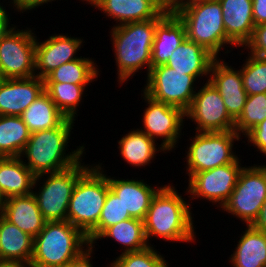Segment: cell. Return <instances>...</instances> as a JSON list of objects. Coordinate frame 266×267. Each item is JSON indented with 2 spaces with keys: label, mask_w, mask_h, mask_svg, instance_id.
Returning <instances> with one entry per match:
<instances>
[{
  "label": "cell",
  "mask_w": 266,
  "mask_h": 267,
  "mask_svg": "<svg viewBox=\"0 0 266 267\" xmlns=\"http://www.w3.org/2000/svg\"><path fill=\"white\" fill-rule=\"evenodd\" d=\"M215 58L205 47L186 38L174 50L165 65L175 71L194 76L198 80L204 76L209 77L210 67Z\"/></svg>",
  "instance_id": "cell-23"
},
{
  "label": "cell",
  "mask_w": 266,
  "mask_h": 267,
  "mask_svg": "<svg viewBox=\"0 0 266 267\" xmlns=\"http://www.w3.org/2000/svg\"><path fill=\"white\" fill-rule=\"evenodd\" d=\"M35 178L21 157H0V192L4 199L31 194Z\"/></svg>",
  "instance_id": "cell-24"
},
{
  "label": "cell",
  "mask_w": 266,
  "mask_h": 267,
  "mask_svg": "<svg viewBox=\"0 0 266 267\" xmlns=\"http://www.w3.org/2000/svg\"><path fill=\"white\" fill-rule=\"evenodd\" d=\"M241 160L238 158L233 163L195 173L187 181L189 183L185 193L190 195L188 197L192 196V200L205 198L213 205L216 204L217 208H222L232 194L243 169Z\"/></svg>",
  "instance_id": "cell-13"
},
{
  "label": "cell",
  "mask_w": 266,
  "mask_h": 267,
  "mask_svg": "<svg viewBox=\"0 0 266 267\" xmlns=\"http://www.w3.org/2000/svg\"><path fill=\"white\" fill-rule=\"evenodd\" d=\"M194 95L185 118L195 123L196 132H226L235 128V121L228 114L220 93L209 82Z\"/></svg>",
  "instance_id": "cell-14"
},
{
  "label": "cell",
  "mask_w": 266,
  "mask_h": 267,
  "mask_svg": "<svg viewBox=\"0 0 266 267\" xmlns=\"http://www.w3.org/2000/svg\"><path fill=\"white\" fill-rule=\"evenodd\" d=\"M244 63L240 70L247 95L266 93V57L248 53Z\"/></svg>",
  "instance_id": "cell-35"
},
{
  "label": "cell",
  "mask_w": 266,
  "mask_h": 267,
  "mask_svg": "<svg viewBox=\"0 0 266 267\" xmlns=\"http://www.w3.org/2000/svg\"><path fill=\"white\" fill-rule=\"evenodd\" d=\"M44 92V79H5L0 83V115L20 116Z\"/></svg>",
  "instance_id": "cell-18"
},
{
  "label": "cell",
  "mask_w": 266,
  "mask_h": 267,
  "mask_svg": "<svg viewBox=\"0 0 266 267\" xmlns=\"http://www.w3.org/2000/svg\"><path fill=\"white\" fill-rule=\"evenodd\" d=\"M92 58H80L64 63L54 69L45 78L44 82H61L73 84H89L94 82L99 75L98 65ZM97 66V67H96Z\"/></svg>",
  "instance_id": "cell-31"
},
{
  "label": "cell",
  "mask_w": 266,
  "mask_h": 267,
  "mask_svg": "<svg viewBox=\"0 0 266 267\" xmlns=\"http://www.w3.org/2000/svg\"><path fill=\"white\" fill-rule=\"evenodd\" d=\"M6 78L4 77L2 70H1V66H0V83H2Z\"/></svg>",
  "instance_id": "cell-47"
},
{
  "label": "cell",
  "mask_w": 266,
  "mask_h": 267,
  "mask_svg": "<svg viewBox=\"0 0 266 267\" xmlns=\"http://www.w3.org/2000/svg\"><path fill=\"white\" fill-rule=\"evenodd\" d=\"M83 41L80 37H71L62 33L51 35L43 42H39L36 36L35 76L44 79L64 63L80 58L76 54L83 46Z\"/></svg>",
  "instance_id": "cell-15"
},
{
  "label": "cell",
  "mask_w": 266,
  "mask_h": 267,
  "mask_svg": "<svg viewBox=\"0 0 266 267\" xmlns=\"http://www.w3.org/2000/svg\"><path fill=\"white\" fill-rule=\"evenodd\" d=\"M0 267H32L30 262L0 259Z\"/></svg>",
  "instance_id": "cell-44"
},
{
  "label": "cell",
  "mask_w": 266,
  "mask_h": 267,
  "mask_svg": "<svg viewBox=\"0 0 266 267\" xmlns=\"http://www.w3.org/2000/svg\"><path fill=\"white\" fill-rule=\"evenodd\" d=\"M266 200V164L243 167L237 184L222 211L252 225Z\"/></svg>",
  "instance_id": "cell-9"
},
{
  "label": "cell",
  "mask_w": 266,
  "mask_h": 267,
  "mask_svg": "<svg viewBox=\"0 0 266 267\" xmlns=\"http://www.w3.org/2000/svg\"><path fill=\"white\" fill-rule=\"evenodd\" d=\"M153 245L136 252L120 254L109 267H169L165 257Z\"/></svg>",
  "instance_id": "cell-36"
},
{
  "label": "cell",
  "mask_w": 266,
  "mask_h": 267,
  "mask_svg": "<svg viewBox=\"0 0 266 267\" xmlns=\"http://www.w3.org/2000/svg\"><path fill=\"white\" fill-rule=\"evenodd\" d=\"M34 238L0 214V259L31 262Z\"/></svg>",
  "instance_id": "cell-27"
},
{
  "label": "cell",
  "mask_w": 266,
  "mask_h": 267,
  "mask_svg": "<svg viewBox=\"0 0 266 267\" xmlns=\"http://www.w3.org/2000/svg\"><path fill=\"white\" fill-rule=\"evenodd\" d=\"M229 257L233 267H266V233L246 226Z\"/></svg>",
  "instance_id": "cell-26"
},
{
  "label": "cell",
  "mask_w": 266,
  "mask_h": 267,
  "mask_svg": "<svg viewBox=\"0 0 266 267\" xmlns=\"http://www.w3.org/2000/svg\"><path fill=\"white\" fill-rule=\"evenodd\" d=\"M101 164H91L78 178L68 205L67 221L86 236L97 226L110 189Z\"/></svg>",
  "instance_id": "cell-6"
},
{
  "label": "cell",
  "mask_w": 266,
  "mask_h": 267,
  "mask_svg": "<svg viewBox=\"0 0 266 267\" xmlns=\"http://www.w3.org/2000/svg\"><path fill=\"white\" fill-rule=\"evenodd\" d=\"M244 48L250 50L248 53L253 56L266 57V23L254 27L252 36Z\"/></svg>",
  "instance_id": "cell-37"
},
{
  "label": "cell",
  "mask_w": 266,
  "mask_h": 267,
  "mask_svg": "<svg viewBox=\"0 0 266 267\" xmlns=\"http://www.w3.org/2000/svg\"><path fill=\"white\" fill-rule=\"evenodd\" d=\"M266 119V93L247 95L243 111L235 121L234 131L242 137Z\"/></svg>",
  "instance_id": "cell-34"
},
{
  "label": "cell",
  "mask_w": 266,
  "mask_h": 267,
  "mask_svg": "<svg viewBox=\"0 0 266 267\" xmlns=\"http://www.w3.org/2000/svg\"><path fill=\"white\" fill-rule=\"evenodd\" d=\"M185 26L186 38L205 47L216 58L222 48L235 45L223 25L219 0H193L177 8H169Z\"/></svg>",
  "instance_id": "cell-4"
},
{
  "label": "cell",
  "mask_w": 266,
  "mask_h": 267,
  "mask_svg": "<svg viewBox=\"0 0 266 267\" xmlns=\"http://www.w3.org/2000/svg\"><path fill=\"white\" fill-rule=\"evenodd\" d=\"M30 134L20 116L0 115V157H20Z\"/></svg>",
  "instance_id": "cell-29"
},
{
  "label": "cell",
  "mask_w": 266,
  "mask_h": 267,
  "mask_svg": "<svg viewBox=\"0 0 266 267\" xmlns=\"http://www.w3.org/2000/svg\"><path fill=\"white\" fill-rule=\"evenodd\" d=\"M146 86L142 90L154 100L181 108L190 107L196 93L194 76L175 71L163 64L152 67L147 75ZM195 88V89H194Z\"/></svg>",
  "instance_id": "cell-10"
},
{
  "label": "cell",
  "mask_w": 266,
  "mask_h": 267,
  "mask_svg": "<svg viewBox=\"0 0 266 267\" xmlns=\"http://www.w3.org/2000/svg\"><path fill=\"white\" fill-rule=\"evenodd\" d=\"M184 199L172 184L164 185L156 193L143 220L149 246V240L154 237L179 243H192L196 240L192 207Z\"/></svg>",
  "instance_id": "cell-1"
},
{
  "label": "cell",
  "mask_w": 266,
  "mask_h": 267,
  "mask_svg": "<svg viewBox=\"0 0 266 267\" xmlns=\"http://www.w3.org/2000/svg\"><path fill=\"white\" fill-rule=\"evenodd\" d=\"M14 25L0 39V66L6 79L35 76L36 34Z\"/></svg>",
  "instance_id": "cell-11"
},
{
  "label": "cell",
  "mask_w": 266,
  "mask_h": 267,
  "mask_svg": "<svg viewBox=\"0 0 266 267\" xmlns=\"http://www.w3.org/2000/svg\"><path fill=\"white\" fill-rule=\"evenodd\" d=\"M110 190L121 199L132 218L144 220L156 193L164 186L152 187L144 180L122 179L107 176Z\"/></svg>",
  "instance_id": "cell-19"
},
{
  "label": "cell",
  "mask_w": 266,
  "mask_h": 267,
  "mask_svg": "<svg viewBox=\"0 0 266 267\" xmlns=\"http://www.w3.org/2000/svg\"><path fill=\"white\" fill-rule=\"evenodd\" d=\"M251 226L259 231L266 233V200L262 204L256 221Z\"/></svg>",
  "instance_id": "cell-43"
},
{
  "label": "cell",
  "mask_w": 266,
  "mask_h": 267,
  "mask_svg": "<svg viewBox=\"0 0 266 267\" xmlns=\"http://www.w3.org/2000/svg\"><path fill=\"white\" fill-rule=\"evenodd\" d=\"M5 8L6 7H3V5L0 6V39L10 30L12 26H14L13 24H11V26L9 25L11 21L9 20L10 17Z\"/></svg>",
  "instance_id": "cell-42"
},
{
  "label": "cell",
  "mask_w": 266,
  "mask_h": 267,
  "mask_svg": "<svg viewBox=\"0 0 266 267\" xmlns=\"http://www.w3.org/2000/svg\"><path fill=\"white\" fill-rule=\"evenodd\" d=\"M13 1V2H12ZM54 0H11L10 2L8 1L7 3H10L13 5V8L17 12H26L28 10H35L38 8V6H42L43 4H48L51 3ZM56 1V0H55Z\"/></svg>",
  "instance_id": "cell-39"
},
{
  "label": "cell",
  "mask_w": 266,
  "mask_h": 267,
  "mask_svg": "<svg viewBox=\"0 0 266 267\" xmlns=\"http://www.w3.org/2000/svg\"><path fill=\"white\" fill-rule=\"evenodd\" d=\"M208 78L207 81L220 93L228 114L236 121L241 115L247 99L241 70H235L218 57L211 64Z\"/></svg>",
  "instance_id": "cell-16"
},
{
  "label": "cell",
  "mask_w": 266,
  "mask_h": 267,
  "mask_svg": "<svg viewBox=\"0 0 266 267\" xmlns=\"http://www.w3.org/2000/svg\"><path fill=\"white\" fill-rule=\"evenodd\" d=\"M90 246L87 236L66 221L46 222L34 237L32 267H65Z\"/></svg>",
  "instance_id": "cell-5"
},
{
  "label": "cell",
  "mask_w": 266,
  "mask_h": 267,
  "mask_svg": "<svg viewBox=\"0 0 266 267\" xmlns=\"http://www.w3.org/2000/svg\"><path fill=\"white\" fill-rule=\"evenodd\" d=\"M191 139L185 157L186 172L189 179L198 172L233 163L238 159L234 153V141L239 136L234 130L226 132H196Z\"/></svg>",
  "instance_id": "cell-8"
},
{
  "label": "cell",
  "mask_w": 266,
  "mask_h": 267,
  "mask_svg": "<svg viewBox=\"0 0 266 267\" xmlns=\"http://www.w3.org/2000/svg\"><path fill=\"white\" fill-rule=\"evenodd\" d=\"M167 8L158 18L112 26L111 41L117 66L118 83L123 85L136 72L151 69V52L157 24L170 12ZM147 67H146V66Z\"/></svg>",
  "instance_id": "cell-3"
},
{
  "label": "cell",
  "mask_w": 266,
  "mask_h": 267,
  "mask_svg": "<svg viewBox=\"0 0 266 267\" xmlns=\"http://www.w3.org/2000/svg\"><path fill=\"white\" fill-rule=\"evenodd\" d=\"M0 214L33 238L40 233L47 222L32 193L5 199Z\"/></svg>",
  "instance_id": "cell-21"
},
{
  "label": "cell",
  "mask_w": 266,
  "mask_h": 267,
  "mask_svg": "<svg viewBox=\"0 0 266 267\" xmlns=\"http://www.w3.org/2000/svg\"><path fill=\"white\" fill-rule=\"evenodd\" d=\"M81 159L77 164L58 172L37 175L32 192L37 205L47 222L66 221L69 201L78 178L91 166L84 165ZM83 162V163H82ZM44 176H47L46 178ZM44 181L40 184L38 182Z\"/></svg>",
  "instance_id": "cell-7"
},
{
  "label": "cell",
  "mask_w": 266,
  "mask_h": 267,
  "mask_svg": "<svg viewBox=\"0 0 266 267\" xmlns=\"http://www.w3.org/2000/svg\"><path fill=\"white\" fill-rule=\"evenodd\" d=\"M141 94L148 107L143 110V128L140 130L155 141L162 138L160 145L166 152L174 150L184 126L185 112L179 107L154 100L144 92Z\"/></svg>",
  "instance_id": "cell-12"
},
{
  "label": "cell",
  "mask_w": 266,
  "mask_h": 267,
  "mask_svg": "<svg viewBox=\"0 0 266 267\" xmlns=\"http://www.w3.org/2000/svg\"><path fill=\"white\" fill-rule=\"evenodd\" d=\"M91 6L119 22L113 27L156 19L168 8L163 0H95Z\"/></svg>",
  "instance_id": "cell-17"
},
{
  "label": "cell",
  "mask_w": 266,
  "mask_h": 267,
  "mask_svg": "<svg viewBox=\"0 0 266 267\" xmlns=\"http://www.w3.org/2000/svg\"><path fill=\"white\" fill-rule=\"evenodd\" d=\"M93 246L90 245L87 249H85L79 256L72 259L65 267H93L91 262L93 254Z\"/></svg>",
  "instance_id": "cell-40"
},
{
  "label": "cell",
  "mask_w": 266,
  "mask_h": 267,
  "mask_svg": "<svg viewBox=\"0 0 266 267\" xmlns=\"http://www.w3.org/2000/svg\"><path fill=\"white\" fill-rule=\"evenodd\" d=\"M88 84H73L61 82H44V91L49 95L58 109L67 117L76 120L79 111L77 107L85 97Z\"/></svg>",
  "instance_id": "cell-32"
},
{
  "label": "cell",
  "mask_w": 266,
  "mask_h": 267,
  "mask_svg": "<svg viewBox=\"0 0 266 267\" xmlns=\"http://www.w3.org/2000/svg\"><path fill=\"white\" fill-rule=\"evenodd\" d=\"M132 218L125 210L121 199L118 198L110 189L107 193L105 204L102 208L101 215L97 226L87 235L90 245L95 248L97 238L108 228L123 220Z\"/></svg>",
  "instance_id": "cell-33"
},
{
  "label": "cell",
  "mask_w": 266,
  "mask_h": 267,
  "mask_svg": "<svg viewBox=\"0 0 266 267\" xmlns=\"http://www.w3.org/2000/svg\"><path fill=\"white\" fill-rule=\"evenodd\" d=\"M20 117L30 133L58 127L67 118L45 91L27 107Z\"/></svg>",
  "instance_id": "cell-28"
},
{
  "label": "cell",
  "mask_w": 266,
  "mask_h": 267,
  "mask_svg": "<svg viewBox=\"0 0 266 267\" xmlns=\"http://www.w3.org/2000/svg\"><path fill=\"white\" fill-rule=\"evenodd\" d=\"M156 142L157 141L151 139L146 133L141 131L140 128L133 129V131L131 129V131L118 141V149L121 157L129 166L132 165L135 168L144 166L145 168L146 165L153 162L156 153H159V151L167 153L166 150Z\"/></svg>",
  "instance_id": "cell-25"
},
{
  "label": "cell",
  "mask_w": 266,
  "mask_h": 267,
  "mask_svg": "<svg viewBox=\"0 0 266 267\" xmlns=\"http://www.w3.org/2000/svg\"><path fill=\"white\" fill-rule=\"evenodd\" d=\"M81 1H85V2H87L86 4H90V5H92V3L95 1V0H81Z\"/></svg>",
  "instance_id": "cell-48"
},
{
  "label": "cell",
  "mask_w": 266,
  "mask_h": 267,
  "mask_svg": "<svg viewBox=\"0 0 266 267\" xmlns=\"http://www.w3.org/2000/svg\"><path fill=\"white\" fill-rule=\"evenodd\" d=\"M247 144H252L257 148L256 151L266 155V119L250 130L246 135Z\"/></svg>",
  "instance_id": "cell-38"
},
{
  "label": "cell",
  "mask_w": 266,
  "mask_h": 267,
  "mask_svg": "<svg viewBox=\"0 0 266 267\" xmlns=\"http://www.w3.org/2000/svg\"><path fill=\"white\" fill-rule=\"evenodd\" d=\"M104 238L114 239L118 244L123 245L124 249L121 254L141 251L149 246L145 237L143 221L136 218L123 220L108 227L96 241Z\"/></svg>",
  "instance_id": "cell-30"
},
{
  "label": "cell",
  "mask_w": 266,
  "mask_h": 267,
  "mask_svg": "<svg viewBox=\"0 0 266 267\" xmlns=\"http://www.w3.org/2000/svg\"><path fill=\"white\" fill-rule=\"evenodd\" d=\"M74 121L66 118L58 127L30 134L20 157L22 160L27 158L28 161L25 160L24 164L35 176L62 171L77 164L84 157L86 152L83 145L66 154Z\"/></svg>",
  "instance_id": "cell-2"
},
{
  "label": "cell",
  "mask_w": 266,
  "mask_h": 267,
  "mask_svg": "<svg viewBox=\"0 0 266 267\" xmlns=\"http://www.w3.org/2000/svg\"><path fill=\"white\" fill-rule=\"evenodd\" d=\"M186 39L184 24L170 11L156 26L151 52V68L166 64L174 50Z\"/></svg>",
  "instance_id": "cell-22"
},
{
  "label": "cell",
  "mask_w": 266,
  "mask_h": 267,
  "mask_svg": "<svg viewBox=\"0 0 266 267\" xmlns=\"http://www.w3.org/2000/svg\"><path fill=\"white\" fill-rule=\"evenodd\" d=\"M4 198H3V196H2V194H1V192H0V212H1V209H2V207H3V203H4Z\"/></svg>",
  "instance_id": "cell-46"
},
{
  "label": "cell",
  "mask_w": 266,
  "mask_h": 267,
  "mask_svg": "<svg viewBox=\"0 0 266 267\" xmlns=\"http://www.w3.org/2000/svg\"><path fill=\"white\" fill-rule=\"evenodd\" d=\"M226 36L236 47H244L255 27L252 0H219Z\"/></svg>",
  "instance_id": "cell-20"
},
{
  "label": "cell",
  "mask_w": 266,
  "mask_h": 267,
  "mask_svg": "<svg viewBox=\"0 0 266 267\" xmlns=\"http://www.w3.org/2000/svg\"><path fill=\"white\" fill-rule=\"evenodd\" d=\"M255 26L266 23V0H252Z\"/></svg>",
  "instance_id": "cell-41"
},
{
  "label": "cell",
  "mask_w": 266,
  "mask_h": 267,
  "mask_svg": "<svg viewBox=\"0 0 266 267\" xmlns=\"http://www.w3.org/2000/svg\"><path fill=\"white\" fill-rule=\"evenodd\" d=\"M168 8H177L180 5L186 4L193 0H163Z\"/></svg>",
  "instance_id": "cell-45"
}]
</instances>
